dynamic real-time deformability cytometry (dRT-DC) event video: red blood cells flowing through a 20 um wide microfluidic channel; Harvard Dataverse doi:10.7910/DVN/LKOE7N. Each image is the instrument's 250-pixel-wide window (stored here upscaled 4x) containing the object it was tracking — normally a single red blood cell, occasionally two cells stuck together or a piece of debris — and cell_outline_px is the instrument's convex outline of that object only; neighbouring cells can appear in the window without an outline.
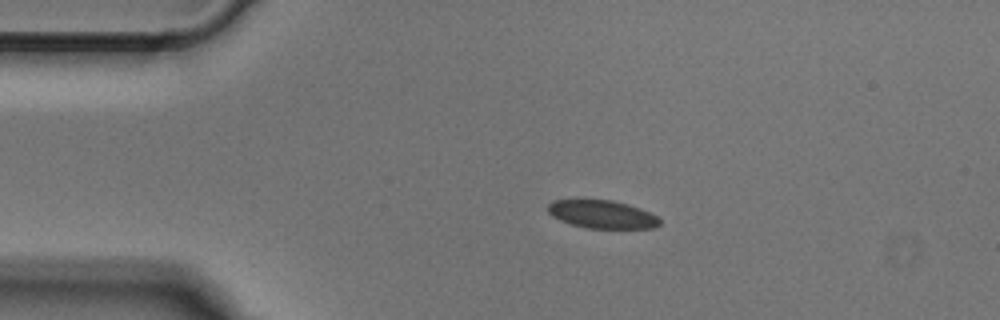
{"species": "Egyptian fruit bat (a non-hibernating species)", "species_latin": "Rousettus aegyptiacus", "temperature_condition": "cold", "stored_images_in_passage": 41, "camera_frame_rate_fps": 3000, "um_per_image_px": 0.085, "animal": {"sex": "male"}, "frame": {"image": 1, "passage_image": 1, "time_ms": 0.0, "image_size_px": [1000, 320], "cell_outline_px": [[660, 224], [652, 228], [588, 228], [572, 224], [560, 220], [552, 216], [548, 212], [548, 204], [552, 200], [612, 200], [628, 204], [640, 208], [656, 216], [660, 220]], "centroid_in_image_um": [51.16, 18.21], "position_along_channel_um": 33.8, "area_um2": 18.09}}
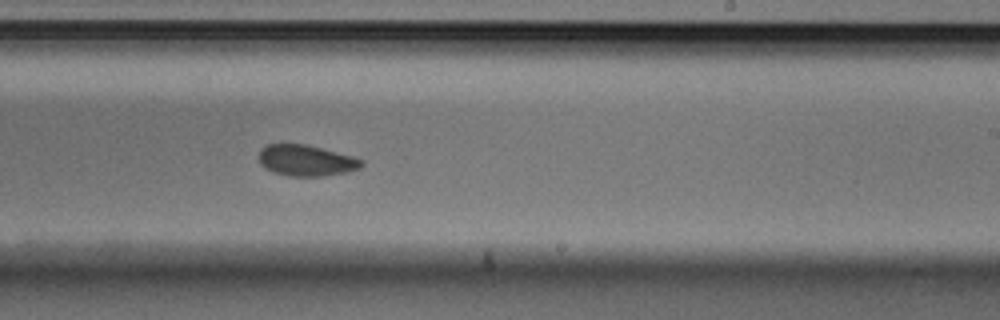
{"frame": {"image": 2, "passage_image": 21, "time_ms": 6.667, "image_size_px": [1000, 320], "cell_outline_px": [[364, 164], [360, 168], [348, 172], [324, 176], [288, 176], [272, 172], [264, 168], [260, 164], [260, 148], [268, 144], [304, 144], [352, 156], [364, 160]], "centroid_in_image_um": [26.02, 13.65], "position_along_channel_um": 263.0, "area_um2": 18.61}}
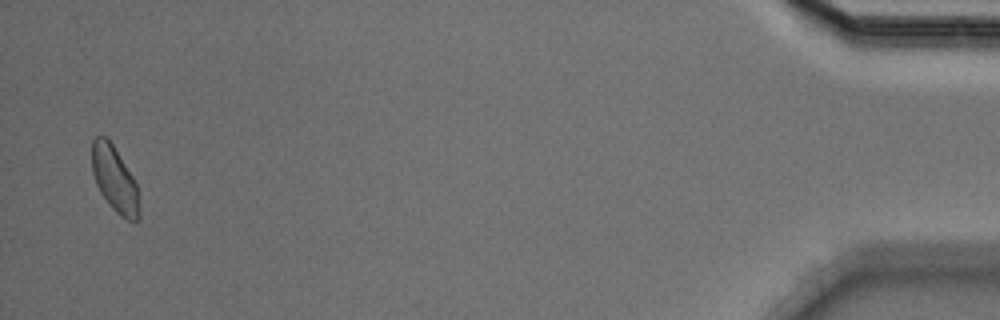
{"frame": {"image": 3, "passage_image": 40, "time_ms": 13.0, "image_size_px": [1000, 320], "cell_outline_px": [[140, 220], [128, 220], [120, 216], [112, 208], [100, 192], [96, 184], [92, 172], [92, 140], [96, 136], [104, 136], [112, 144], [132, 176], [136, 184], [140, 208]], "centroid_in_image_um": [9.74, 15.27], "position_along_channel_um": 425.5, "area_um2": 17.92}}